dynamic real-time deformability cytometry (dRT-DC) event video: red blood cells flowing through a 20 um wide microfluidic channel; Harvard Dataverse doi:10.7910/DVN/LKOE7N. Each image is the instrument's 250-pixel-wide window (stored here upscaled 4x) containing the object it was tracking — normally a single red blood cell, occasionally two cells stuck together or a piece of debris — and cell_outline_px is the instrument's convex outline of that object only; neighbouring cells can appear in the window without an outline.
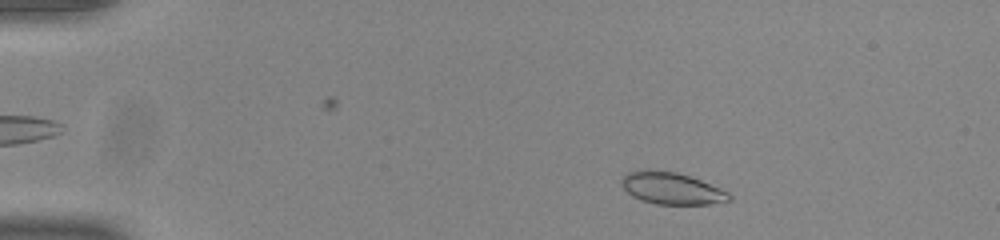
{"species": "common noctule bat (a hibernating species)", "species_latin": "Nyctalus noctula", "temperature_condition": "room temperature", "stored_images_in_passage": 49, "camera_frame_rate_fps": 3000, "um_per_image_px": 0.085, "animal": {"sex": "male", "body_mass_g": 20.0, "forearm_length_mm": 53.3}, "frame": {"image": 1, "passage_image": 5, "time_ms": 1.333, "image_size_px": [1000, 240], "cell_outline_px": [[732, 200], [708, 204], [656, 204], [640, 200], [632, 196], [624, 188], [620, 180], [628, 172], [648, 168], [676, 172], [700, 180], [720, 188], [728, 192], [732, 196]], "centroid_in_image_um": [57.07, 16.0], "position_along_channel_um": 27.9, "area_um2": 20.06}}
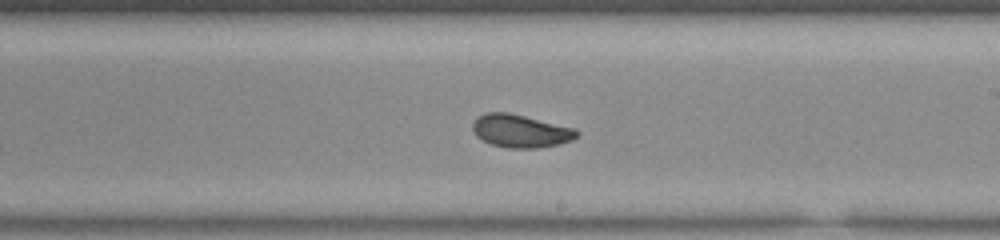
{"frame": {"image": 2, "passage_image": 28, "time_ms": 9.0, "image_size_px": [1000, 240], "cell_outline_px": [[580, 132], [572, 140], [560, 144], [536, 148], [508, 148], [492, 144], [476, 136], [472, 128], [472, 124], [476, 116], [484, 112], [508, 112], [576, 128]], "centroid_in_image_um": [44.24, 11.12], "position_along_channel_um": 244.8, "area_um2": 20.11}}
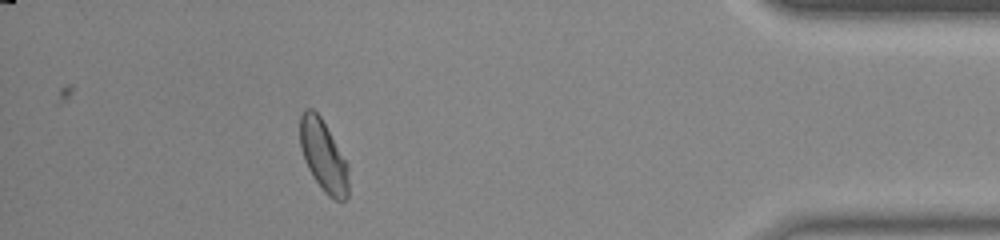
{"frame": {"image": 3, "passage_image": 44, "time_ms": 14.333, "image_size_px": [1000, 240], "cell_outline_px": [[348, 196], [344, 200], [336, 200], [328, 196], [324, 192], [312, 176], [304, 160], [300, 148], [300, 116], [304, 108], [312, 108], [320, 116], [348, 164]], "centroid_in_image_um": [27.47, 13.25], "position_along_channel_um": 407.7, "area_um2": 20.17}, "authors_computed_cell_mechanics": {"area_um2": 20.1722, "velocity_mm_per_s": 3.8757, "shape_relaxation_time_tau1_ms": 3.6385, "shape_relaxation_time_tau2_ms": 1.0383, "deformation_change_tau1": 0.1108, "deformation_change_tau2": 0.0456}}